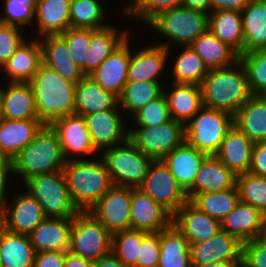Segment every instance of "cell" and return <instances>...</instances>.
Wrapping results in <instances>:
<instances>
[{
  "label": "cell",
  "instance_id": "obj_63",
  "mask_svg": "<svg viewBox=\"0 0 266 267\" xmlns=\"http://www.w3.org/2000/svg\"><path fill=\"white\" fill-rule=\"evenodd\" d=\"M38 1L39 0H28V5H31L35 9Z\"/></svg>",
  "mask_w": 266,
  "mask_h": 267
},
{
  "label": "cell",
  "instance_id": "obj_50",
  "mask_svg": "<svg viewBox=\"0 0 266 267\" xmlns=\"http://www.w3.org/2000/svg\"><path fill=\"white\" fill-rule=\"evenodd\" d=\"M5 16H1L0 22L19 27L26 25L34 17L35 9L28 5V0H5Z\"/></svg>",
  "mask_w": 266,
  "mask_h": 267
},
{
  "label": "cell",
  "instance_id": "obj_51",
  "mask_svg": "<svg viewBox=\"0 0 266 267\" xmlns=\"http://www.w3.org/2000/svg\"><path fill=\"white\" fill-rule=\"evenodd\" d=\"M160 257V232L142 231V241L137 267H158Z\"/></svg>",
  "mask_w": 266,
  "mask_h": 267
},
{
  "label": "cell",
  "instance_id": "obj_46",
  "mask_svg": "<svg viewBox=\"0 0 266 267\" xmlns=\"http://www.w3.org/2000/svg\"><path fill=\"white\" fill-rule=\"evenodd\" d=\"M239 60L246 70L252 94L266 96V49L240 54Z\"/></svg>",
  "mask_w": 266,
  "mask_h": 267
},
{
  "label": "cell",
  "instance_id": "obj_58",
  "mask_svg": "<svg viewBox=\"0 0 266 267\" xmlns=\"http://www.w3.org/2000/svg\"><path fill=\"white\" fill-rule=\"evenodd\" d=\"M64 267H93V262L67 251Z\"/></svg>",
  "mask_w": 266,
  "mask_h": 267
},
{
  "label": "cell",
  "instance_id": "obj_26",
  "mask_svg": "<svg viewBox=\"0 0 266 267\" xmlns=\"http://www.w3.org/2000/svg\"><path fill=\"white\" fill-rule=\"evenodd\" d=\"M44 38L40 43L42 62L65 80L77 84L85 74L72 60L65 40L60 35H47Z\"/></svg>",
  "mask_w": 266,
  "mask_h": 267
},
{
  "label": "cell",
  "instance_id": "obj_45",
  "mask_svg": "<svg viewBox=\"0 0 266 267\" xmlns=\"http://www.w3.org/2000/svg\"><path fill=\"white\" fill-rule=\"evenodd\" d=\"M142 231L124 230L112 234L111 252L126 266L137 267Z\"/></svg>",
  "mask_w": 266,
  "mask_h": 267
},
{
  "label": "cell",
  "instance_id": "obj_48",
  "mask_svg": "<svg viewBox=\"0 0 266 267\" xmlns=\"http://www.w3.org/2000/svg\"><path fill=\"white\" fill-rule=\"evenodd\" d=\"M94 31L91 29L68 28L64 33L60 34L67 44L72 60L83 73L90 36Z\"/></svg>",
  "mask_w": 266,
  "mask_h": 267
},
{
  "label": "cell",
  "instance_id": "obj_6",
  "mask_svg": "<svg viewBox=\"0 0 266 267\" xmlns=\"http://www.w3.org/2000/svg\"><path fill=\"white\" fill-rule=\"evenodd\" d=\"M111 244L112 234L89 211L72 218L69 252L95 262L111 252Z\"/></svg>",
  "mask_w": 266,
  "mask_h": 267
},
{
  "label": "cell",
  "instance_id": "obj_37",
  "mask_svg": "<svg viewBox=\"0 0 266 267\" xmlns=\"http://www.w3.org/2000/svg\"><path fill=\"white\" fill-rule=\"evenodd\" d=\"M209 14L208 29L221 41L227 43L239 55L244 53V36L241 12L217 10Z\"/></svg>",
  "mask_w": 266,
  "mask_h": 267
},
{
  "label": "cell",
  "instance_id": "obj_15",
  "mask_svg": "<svg viewBox=\"0 0 266 267\" xmlns=\"http://www.w3.org/2000/svg\"><path fill=\"white\" fill-rule=\"evenodd\" d=\"M242 244L221 230L209 240L190 245L191 264L203 266L221 261H242Z\"/></svg>",
  "mask_w": 266,
  "mask_h": 267
},
{
  "label": "cell",
  "instance_id": "obj_60",
  "mask_svg": "<svg viewBox=\"0 0 266 267\" xmlns=\"http://www.w3.org/2000/svg\"><path fill=\"white\" fill-rule=\"evenodd\" d=\"M182 6L209 13V9L211 10V0H183Z\"/></svg>",
  "mask_w": 266,
  "mask_h": 267
},
{
  "label": "cell",
  "instance_id": "obj_44",
  "mask_svg": "<svg viewBox=\"0 0 266 267\" xmlns=\"http://www.w3.org/2000/svg\"><path fill=\"white\" fill-rule=\"evenodd\" d=\"M240 201L254 206L266 216V177L246 172L236 177Z\"/></svg>",
  "mask_w": 266,
  "mask_h": 267
},
{
  "label": "cell",
  "instance_id": "obj_19",
  "mask_svg": "<svg viewBox=\"0 0 266 267\" xmlns=\"http://www.w3.org/2000/svg\"><path fill=\"white\" fill-rule=\"evenodd\" d=\"M172 224L190 245L209 240L221 231L220 221L200 211L189 200L173 215Z\"/></svg>",
  "mask_w": 266,
  "mask_h": 267
},
{
  "label": "cell",
  "instance_id": "obj_17",
  "mask_svg": "<svg viewBox=\"0 0 266 267\" xmlns=\"http://www.w3.org/2000/svg\"><path fill=\"white\" fill-rule=\"evenodd\" d=\"M221 230L241 243L259 239L266 225V216L254 206L239 202L221 221Z\"/></svg>",
  "mask_w": 266,
  "mask_h": 267
},
{
  "label": "cell",
  "instance_id": "obj_20",
  "mask_svg": "<svg viewBox=\"0 0 266 267\" xmlns=\"http://www.w3.org/2000/svg\"><path fill=\"white\" fill-rule=\"evenodd\" d=\"M50 126L57 134L67 160L69 152L90 155L97 151L91 141L84 116L65 115L53 121Z\"/></svg>",
  "mask_w": 266,
  "mask_h": 267
},
{
  "label": "cell",
  "instance_id": "obj_33",
  "mask_svg": "<svg viewBox=\"0 0 266 267\" xmlns=\"http://www.w3.org/2000/svg\"><path fill=\"white\" fill-rule=\"evenodd\" d=\"M35 253L28 235L11 232L0 224L2 267H33Z\"/></svg>",
  "mask_w": 266,
  "mask_h": 267
},
{
  "label": "cell",
  "instance_id": "obj_41",
  "mask_svg": "<svg viewBox=\"0 0 266 267\" xmlns=\"http://www.w3.org/2000/svg\"><path fill=\"white\" fill-rule=\"evenodd\" d=\"M162 93L163 90L159 82H127L118 97V104L122 105V109L129 110L134 115Z\"/></svg>",
  "mask_w": 266,
  "mask_h": 267
},
{
  "label": "cell",
  "instance_id": "obj_14",
  "mask_svg": "<svg viewBox=\"0 0 266 267\" xmlns=\"http://www.w3.org/2000/svg\"><path fill=\"white\" fill-rule=\"evenodd\" d=\"M12 203L0 208V224L11 232L29 235L46 218L42 206L28 191Z\"/></svg>",
  "mask_w": 266,
  "mask_h": 267
},
{
  "label": "cell",
  "instance_id": "obj_8",
  "mask_svg": "<svg viewBox=\"0 0 266 267\" xmlns=\"http://www.w3.org/2000/svg\"><path fill=\"white\" fill-rule=\"evenodd\" d=\"M30 195L42 206L46 217L74 218V205L63 171L37 175L25 182Z\"/></svg>",
  "mask_w": 266,
  "mask_h": 267
},
{
  "label": "cell",
  "instance_id": "obj_59",
  "mask_svg": "<svg viewBox=\"0 0 266 267\" xmlns=\"http://www.w3.org/2000/svg\"><path fill=\"white\" fill-rule=\"evenodd\" d=\"M93 267H126L112 252L93 262Z\"/></svg>",
  "mask_w": 266,
  "mask_h": 267
},
{
  "label": "cell",
  "instance_id": "obj_5",
  "mask_svg": "<svg viewBox=\"0 0 266 267\" xmlns=\"http://www.w3.org/2000/svg\"><path fill=\"white\" fill-rule=\"evenodd\" d=\"M185 125V139L207 155H216L227 131L233 126V116L227 112L202 107Z\"/></svg>",
  "mask_w": 266,
  "mask_h": 267
},
{
  "label": "cell",
  "instance_id": "obj_53",
  "mask_svg": "<svg viewBox=\"0 0 266 267\" xmlns=\"http://www.w3.org/2000/svg\"><path fill=\"white\" fill-rule=\"evenodd\" d=\"M241 267H266V243L262 239L242 244Z\"/></svg>",
  "mask_w": 266,
  "mask_h": 267
},
{
  "label": "cell",
  "instance_id": "obj_4",
  "mask_svg": "<svg viewBox=\"0 0 266 267\" xmlns=\"http://www.w3.org/2000/svg\"><path fill=\"white\" fill-rule=\"evenodd\" d=\"M87 160H67L63 174L74 205L79 211L89 209L113 186L106 164Z\"/></svg>",
  "mask_w": 266,
  "mask_h": 267
},
{
  "label": "cell",
  "instance_id": "obj_22",
  "mask_svg": "<svg viewBox=\"0 0 266 267\" xmlns=\"http://www.w3.org/2000/svg\"><path fill=\"white\" fill-rule=\"evenodd\" d=\"M72 218L46 217L28 236L35 252L69 250Z\"/></svg>",
  "mask_w": 266,
  "mask_h": 267
},
{
  "label": "cell",
  "instance_id": "obj_12",
  "mask_svg": "<svg viewBox=\"0 0 266 267\" xmlns=\"http://www.w3.org/2000/svg\"><path fill=\"white\" fill-rule=\"evenodd\" d=\"M131 188L113 185L89 212L111 233L130 229Z\"/></svg>",
  "mask_w": 266,
  "mask_h": 267
},
{
  "label": "cell",
  "instance_id": "obj_7",
  "mask_svg": "<svg viewBox=\"0 0 266 267\" xmlns=\"http://www.w3.org/2000/svg\"><path fill=\"white\" fill-rule=\"evenodd\" d=\"M122 143L123 146L107 148L102 155L110 180L115 186L139 188L153 160L129 139Z\"/></svg>",
  "mask_w": 266,
  "mask_h": 267
},
{
  "label": "cell",
  "instance_id": "obj_47",
  "mask_svg": "<svg viewBox=\"0 0 266 267\" xmlns=\"http://www.w3.org/2000/svg\"><path fill=\"white\" fill-rule=\"evenodd\" d=\"M139 127L160 126L171 119L167 101L162 93L158 98L150 101L146 106L134 114Z\"/></svg>",
  "mask_w": 266,
  "mask_h": 267
},
{
  "label": "cell",
  "instance_id": "obj_49",
  "mask_svg": "<svg viewBox=\"0 0 266 267\" xmlns=\"http://www.w3.org/2000/svg\"><path fill=\"white\" fill-rule=\"evenodd\" d=\"M134 3L125 7L128 15H135L147 24L160 12L182 6L183 0H133Z\"/></svg>",
  "mask_w": 266,
  "mask_h": 267
},
{
  "label": "cell",
  "instance_id": "obj_40",
  "mask_svg": "<svg viewBox=\"0 0 266 267\" xmlns=\"http://www.w3.org/2000/svg\"><path fill=\"white\" fill-rule=\"evenodd\" d=\"M200 211L221 221L240 202L237 186L224 191L195 194L189 200Z\"/></svg>",
  "mask_w": 266,
  "mask_h": 267
},
{
  "label": "cell",
  "instance_id": "obj_56",
  "mask_svg": "<svg viewBox=\"0 0 266 267\" xmlns=\"http://www.w3.org/2000/svg\"><path fill=\"white\" fill-rule=\"evenodd\" d=\"M251 0H211V11L235 10L241 12Z\"/></svg>",
  "mask_w": 266,
  "mask_h": 267
},
{
  "label": "cell",
  "instance_id": "obj_11",
  "mask_svg": "<svg viewBox=\"0 0 266 267\" xmlns=\"http://www.w3.org/2000/svg\"><path fill=\"white\" fill-rule=\"evenodd\" d=\"M174 215L187 201V193L178 184L163 160H153L139 187Z\"/></svg>",
  "mask_w": 266,
  "mask_h": 267
},
{
  "label": "cell",
  "instance_id": "obj_38",
  "mask_svg": "<svg viewBox=\"0 0 266 267\" xmlns=\"http://www.w3.org/2000/svg\"><path fill=\"white\" fill-rule=\"evenodd\" d=\"M158 267H192L189 241L173 224L160 231Z\"/></svg>",
  "mask_w": 266,
  "mask_h": 267
},
{
  "label": "cell",
  "instance_id": "obj_21",
  "mask_svg": "<svg viewBox=\"0 0 266 267\" xmlns=\"http://www.w3.org/2000/svg\"><path fill=\"white\" fill-rule=\"evenodd\" d=\"M236 175L216 155H207L186 192L188 200L195 194L224 191L236 186Z\"/></svg>",
  "mask_w": 266,
  "mask_h": 267
},
{
  "label": "cell",
  "instance_id": "obj_35",
  "mask_svg": "<svg viewBox=\"0 0 266 267\" xmlns=\"http://www.w3.org/2000/svg\"><path fill=\"white\" fill-rule=\"evenodd\" d=\"M71 0H39L35 8L39 34L60 35L70 28Z\"/></svg>",
  "mask_w": 266,
  "mask_h": 267
},
{
  "label": "cell",
  "instance_id": "obj_42",
  "mask_svg": "<svg viewBox=\"0 0 266 267\" xmlns=\"http://www.w3.org/2000/svg\"><path fill=\"white\" fill-rule=\"evenodd\" d=\"M208 71L201 57L190 46H185L174 64L173 83L200 86Z\"/></svg>",
  "mask_w": 266,
  "mask_h": 267
},
{
  "label": "cell",
  "instance_id": "obj_32",
  "mask_svg": "<svg viewBox=\"0 0 266 267\" xmlns=\"http://www.w3.org/2000/svg\"><path fill=\"white\" fill-rule=\"evenodd\" d=\"M170 94L163 91L170 117L184 125L203 107L202 90L193 84L173 83Z\"/></svg>",
  "mask_w": 266,
  "mask_h": 267
},
{
  "label": "cell",
  "instance_id": "obj_39",
  "mask_svg": "<svg viewBox=\"0 0 266 267\" xmlns=\"http://www.w3.org/2000/svg\"><path fill=\"white\" fill-rule=\"evenodd\" d=\"M126 33L117 35V30L112 25L95 30L90 36L84 74L93 72L128 37Z\"/></svg>",
  "mask_w": 266,
  "mask_h": 267
},
{
  "label": "cell",
  "instance_id": "obj_13",
  "mask_svg": "<svg viewBox=\"0 0 266 267\" xmlns=\"http://www.w3.org/2000/svg\"><path fill=\"white\" fill-rule=\"evenodd\" d=\"M173 215L140 188H131L130 229L155 233L172 225Z\"/></svg>",
  "mask_w": 266,
  "mask_h": 267
},
{
  "label": "cell",
  "instance_id": "obj_31",
  "mask_svg": "<svg viewBox=\"0 0 266 267\" xmlns=\"http://www.w3.org/2000/svg\"><path fill=\"white\" fill-rule=\"evenodd\" d=\"M244 53L266 49V0H251L241 11Z\"/></svg>",
  "mask_w": 266,
  "mask_h": 267
},
{
  "label": "cell",
  "instance_id": "obj_65",
  "mask_svg": "<svg viewBox=\"0 0 266 267\" xmlns=\"http://www.w3.org/2000/svg\"><path fill=\"white\" fill-rule=\"evenodd\" d=\"M5 158L1 155L0 153V163L4 160Z\"/></svg>",
  "mask_w": 266,
  "mask_h": 267
},
{
  "label": "cell",
  "instance_id": "obj_2",
  "mask_svg": "<svg viewBox=\"0 0 266 267\" xmlns=\"http://www.w3.org/2000/svg\"><path fill=\"white\" fill-rule=\"evenodd\" d=\"M34 92L36 111L44 125L75 114L76 84L62 78L43 62L28 82Z\"/></svg>",
  "mask_w": 266,
  "mask_h": 267
},
{
  "label": "cell",
  "instance_id": "obj_10",
  "mask_svg": "<svg viewBox=\"0 0 266 267\" xmlns=\"http://www.w3.org/2000/svg\"><path fill=\"white\" fill-rule=\"evenodd\" d=\"M129 140L147 157L162 160L185 139V125L170 119L160 126L129 130Z\"/></svg>",
  "mask_w": 266,
  "mask_h": 267
},
{
  "label": "cell",
  "instance_id": "obj_30",
  "mask_svg": "<svg viewBox=\"0 0 266 267\" xmlns=\"http://www.w3.org/2000/svg\"><path fill=\"white\" fill-rule=\"evenodd\" d=\"M233 124L253 143L266 141V96L252 95L233 116Z\"/></svg>",
  "mask_w": 266,
  "mask_h": 267
},
{
  "label": "cell",
  "instance_id": "obj_57",
  "mask_svg": "<svg viewBox=\"0 0 266 267\" xmlns=\"http://www.w3.org/2000/svg\"><path fill=\"white\" fill-rule=\"evenodd\" d=\"M8 173H13L12 161L4 159L0 163V208L7 202L5 197V185Z\"/></svg>",
  "mask_w": 266,
  "mask_h": 267
},
{
  "label": "cell",
  "instance_id": "obj_27",
  "mask_svg": "<svg viewBox=\"0 0 266 267\" xmlns=\"http://www.w3.org/2000/svg\"><path fill=\"white\" fill-rule=\"evenodd\" d=\"M8 85L6 91L0 89L4 119L40 120L30 84L10 82Z\"/></svg>",
  "mask_w": 266,
  "mask_h": 267
},
{
  "label": "cell",
  "instance_id": "obj_55",
  "mask_svg": "<svg viewBox=\"0 0 266 267\" xmlns=\"http://www.w3.org/2000/svg\"><path fill=\"white\" fill-rule=\"evenodd\" d=\"M66 252L42 251L36 252L33 267H64Z\"/></svg>",
  "mask_w": 266,
  "mask_h": 267
},
{
  "label": "cell",
  "instance_id": "obj_34",
  "mask_svg": "<svg viewBox=\"0 0 266 267\" xmlns=\"http://www.w3.org/2000/svg\"><path fill=\"white\" fill-rule=\"evenodd\" d=\"M38 40L32 42L23 41L15 53L3 65V69L9 74L10 82L28 83L42 63V48Z\"/></svg>",
  "mask_w": 266,
  "mask_h": 267
},
{
  "label": "cell",
  "instance_id": "obj_23",
  "mask_svg": "<svg viewBox=\"0 0 266 267\" xmlns=\"http://www.w3.org/2000/svg\"><path fill=\"white\" fill-rule=\"evenodd\" d=\"M253 145L254 143L233 124L216 156L237 176L249 172Z\"/></svg>",
  "mask_w": 266,
  "mask_h": 267
},
{
  "label": "cell",
  "instance_id": "obj_61",
  "mask_svg": "<svg viewBox=\"0 0 266 267\" xmlns=\"http://www.w3.org/2000/svg\"><path fill=\"white\" fill-rule=\"evenodd\" d=\"M242 261H221L214 262L203 266H192V267H241Z\"/></svg>",
  "mask_w": 266,
  "mask_h": 267
},
{
  "label": "cell",
  "instance_id": "obj_3",
  "mask_svg": "<svg viewBox=\"0 0 266 267\" xmlns=\"http://www.w3.org/2000/svg\"><path fill=\"white\" fill-rule=\"evenodd\" d=\"M66 163L58 136L50 125H43L33 141L12 160L13 173L19 174L24 183L37 175L62 171Z\"/></svg>",
  "mask_w": 266,
  "mask_h": 267
},
{
  "label": "cell",
  "instance_id": "obj_62",
  "mask_svg": "<svg viewBox=\"0 0 266 267\" xmlns=\"http://www.w3.org/2000/svg\"><path fill=\"white\" fill-rule=\"evenodd\" d=\"M4 121L3 109H2V102L0 99V124Z\"/></svg>",
  "mask_w": 266,
  "mask_h": 267
},
{
  "label": "cell",
  "instance_id": "obj_43",
  "mask_svg": "<svg viewBox=\"0 0 266 267\" xmlns=\"http://www.w3.org/2000/svg\"><path fill=\"white\" fill-rule=\"evenodd\" d=\"M102 5L98 0H71L70 28L99 30L109 25H103Z\"/></svg>",
  "mask_w": 266,
  "mask_h": 267
},
{
  "label": "cell",
  "instance_id": "obj_24",
  "mask_svg": "<svg viewBox=\"0 0 266 267\" xmlns=\"http://www.w3.org/2000/svg\"><path fill=\"white\" fill-rule=\"evenodd\" d=\"M44 124L40 120L4 119L0 124V153L12 161L18 153L30 144Z\"/></svg>",
  "mask_w": 266,
  "mask_h": 267
},
{
  "label": "cell",
  "instance_id": "obj_1",
  "mask_svg": "<svg viewBox=\"0 0 266 267\" xmlns=\"http://www.w3.org/2000/svg\"><path fill=\"white\" fill-rule=\"evenodd\" d=\"M200 87L204 107L221 110L232 116L253 95L240 60L231 67L209 69Z\"/></svg>",
  "mask_w": 266,
  "mask_h": 267
},
{
  "label": "cell",
  "instance_id": "obj_25",
  "mask_svg": "<svg viewBox=\"0 0 266 267\" xmlns=\"http://www.w3.org/2000/svg\"><path fill=\"white\" fill-rule=\"evenodd\" d=\"M207 154L198 151L186 140L162 160L178 184L187 192L194 184L196 174Z\"/></svg>",
  "mask_w": 266,
  "mask_h": 267
},
{
  "label": "cell",
  "instance_id": "obj_28",
  "mask_svg": "<svg viewBox=\"0 0 266 267\" xmlns=\"http://www.w3.org/2000/svg\"><path fill=\"white\" fill-rule=\"evenodd\" d=\"M168 50L169 46L164 43L144 47L134 56L130 52L128 82H159L156 76L164 69Z\"/></svg>",
  "mask_w": 266,
  "mask_h": 267
},
{
  "label": "cell",
  "instance_id": "obj_64",
  "mask_svg": "<svg viewBox=\"0 0 266 267\" xmlns=\"http://www.w3.org/2000/svg\"><path fill=\"white\" fill-rule=\"evenodd\" d=\"M260 239H262L266 243V225H265L264 230L262 231V235H261Z\"/></svg>",
  "mask_w": 266,
  "mask_h": 267
},
{
  "label": "cell",
  "instance_id": "obj_16",
  "mask_svg": "<svg viewBox=\"0 0 266 267\" xmlns=\"http://www.w3.org/2000/svg\"><path fill=\"white\" fill-rule=\"evenodd\" d=\"M130 46L126 38L89 76L104 90L120 96L128 82Z\"/></svg>",
  "mask_w": 266,
  "mask_h": 267
},
{
  "label": "cell",
  "instance_id": "obj_54",
  "mask_svg": "<svg viewBox=\"0 0 266 267\" xmlns=\"http://www.w3.org/2000/svg\"><path fill=\"white\" fill-rule=\"evenodd\" d=\"M249 172L266 177V141L254 143Z\"/></svg>",
  "mask_w": 266,
  "mask_h": 267
},
{
  "label": "cell",
  "instance_id": "obj_29",
  "mask_svg": "<svg viewBox=\"0 0 266 267\" xmlns=\"http://www.w3.org/2000/svg\"><path fill=\"white\" fill-rule=\"evenodd\" d=\"M75 114L85 116L91 113L114 109L118 97L104 90L89 75H85L75 87Z\"/></svg>",
  "mask_w": 266,
  "mask_h": 267
},
{
  "label": "cell",
  "instance_id": "obj_36",
  "mask_svg": "<svg viewBox=\"0 0 266 267\" xmlns=\"http://www.w3.org/2000/svg\"><path fill=\"white\" fill-rule=\"evenodd\" d=\"M190 47L208 69L228 67L239 60V54L227 43L221 42L209 29L197 37Z\"/></svg>",
  "mask_w": 266,
  "mask_h": 267
},
{
  "label": "cell",
  "instance_id": "obj_18",
  "mask_svg": "<svg viewBox=\"0 0 266 267\" xmlns=\"http://www.w3.org/2000/svg\"><path fill=\"white\" fill-rule=\"evenodd\" d=\"M91 141L98 151L111 148L119 142L129 139V131L124 130L117 107L111 110L98 111L84 116Z\"/></svg>",
  "mask_w": 266,
  "mask_h": 267
},
{
  "label": "cell",
  "instance_id": "obj_9",
  "mask_svg": "<svg viewBox=\"0 0 266 267\" xmlns=\"http://www.w3.org/2000/svg\"><path fill=\"white\" fill-rule=\"evenodd\" d=\"M148 24L174 43L190 46L208 30L209 13L179 6L160 12Z\"/></svg>",
  "mask_w": 266,
  "mask_h": 267
},
{
  "label": "cell",
  "instance_id": "obj_52",
  "mask_svg": "<svg viewBox=\"0 0 266 267\" xmlns=\"http://www.w3.org/2000/svg\"><path fill=\"white\" fill-rule=\"evenodd\" d=\"M18 26L0 22V66L10 59L19 45L24 41Z\"/></svg>",
  "mask_w": 266,
  "mask_h": 267
}]
</instances>
